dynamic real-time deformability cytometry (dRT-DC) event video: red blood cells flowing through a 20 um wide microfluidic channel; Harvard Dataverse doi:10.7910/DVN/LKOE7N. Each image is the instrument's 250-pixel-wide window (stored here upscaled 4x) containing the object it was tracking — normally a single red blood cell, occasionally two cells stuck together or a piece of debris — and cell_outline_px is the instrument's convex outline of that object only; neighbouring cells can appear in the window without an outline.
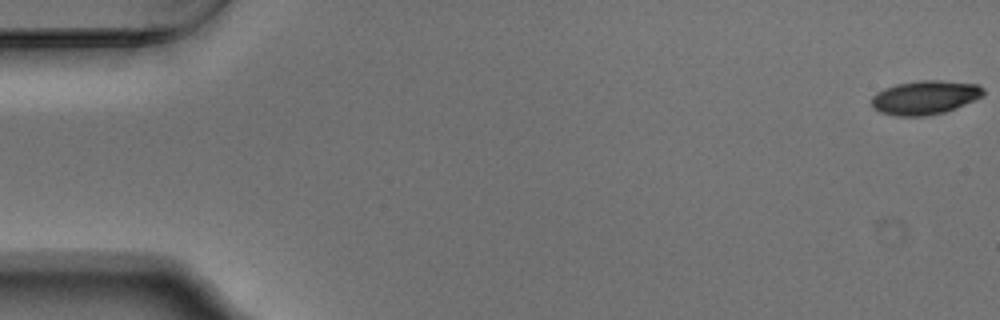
{"species": "Egyptian fruit bat (a non-hibernating species)", "species_latin": "Rousettus aegyptiacus", "temperature_condition": "warm", "stored_images_in_passage": 8, "camera_frame_rate_fps": 3000, "um_per_image_px": 0.085, "animal": {"sex": "male"}, "frame": {"image": 1, "passage_image": 1, "time_ms": 0.0, "image_size_px": [1000, 320], "cell_outline_px": [[984, 96], [976, 100], [956, 108], [944, 112], [928, 116], [896, 116], [880, 112], [872, 108], [872, 96], [876, 92], [884, 88], [896, 84], [920, 80], [940, 80], [976, 84], [984, 88]], "centroid_in_image_um": [78.62, 8.29], "position_along_channel_um": 6.4, "area_um2": 22.31}}